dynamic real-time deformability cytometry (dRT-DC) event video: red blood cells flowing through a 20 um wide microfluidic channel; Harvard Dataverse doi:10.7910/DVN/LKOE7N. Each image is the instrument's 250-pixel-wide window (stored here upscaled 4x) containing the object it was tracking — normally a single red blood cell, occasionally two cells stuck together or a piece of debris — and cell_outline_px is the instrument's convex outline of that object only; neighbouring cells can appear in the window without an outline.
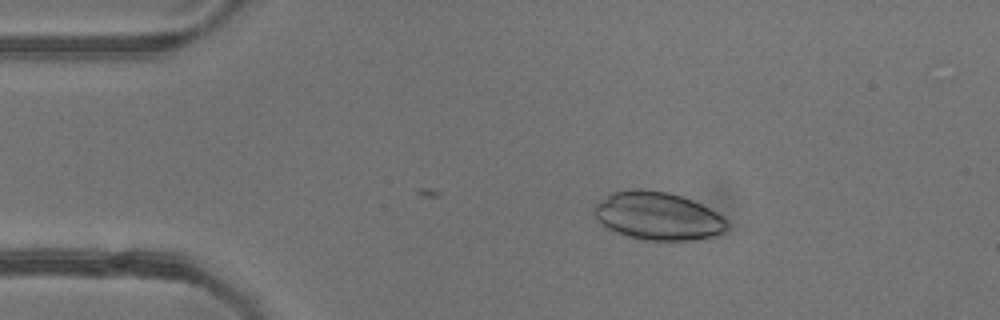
{"species": "common noctule bat (a hibernating species)", "species_latin": "Nyctalus noctula", "temperature_condition": "warm", "stored_images_in_passage": 2, "camera_frame_rate_fps": 3000, "um_per_image_px": 0.085, "animal": {"sex": "female"}, "frame": {"image": 1, "passage_image": 2, "time_ms": 0.333, "image_size_px": [1000, 320], "cell_outline_px": [[728, 228], [724, 232], [712, 236], [688, 240], [644, 240], [628, 236], [616, 232], [600, 224], [596, 220], [592, 212], [596, 204], [600, 200], [612, 192], [628, 188], [640, 188], [668, 192], [692, 200], [724, 216], [728, 220]], "centroid_in_image_um": [55.88, 18.35], "position_along_channel_um": 29.1, "area_um2": 37.4}}